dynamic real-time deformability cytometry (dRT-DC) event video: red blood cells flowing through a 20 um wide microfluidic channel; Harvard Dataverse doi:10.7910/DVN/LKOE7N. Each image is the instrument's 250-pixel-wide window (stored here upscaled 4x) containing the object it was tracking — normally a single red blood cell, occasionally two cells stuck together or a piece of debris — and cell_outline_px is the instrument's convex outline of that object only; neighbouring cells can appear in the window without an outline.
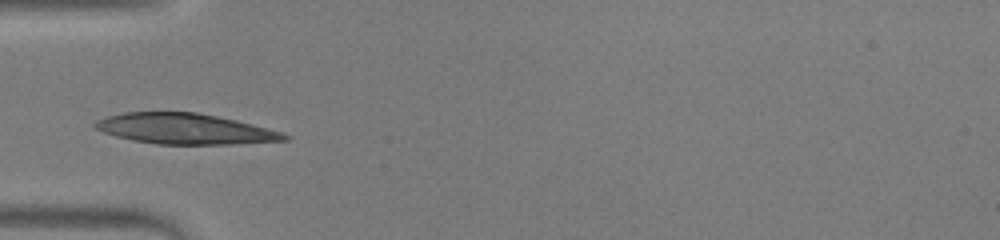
{"species": "human", "species_latin": "Homo sapiens", "temperature_condition": "warm", "stored_images_in_passage": 33, "camera_frame_rate_fps": 3000, "um_per_image_px": 0.085, "donor": {"sex": "male"}, "frame": {"image": 1, "passage_image": 1, "time_ms": 0.0, "image_size_px": [1000, 240], "cell_outline_px": [[292, 136], [288, 140], [232, 144], [156, 144], [132, 140], [116, 136], [104, 132], [96, 128], [92, 124], [96, 120], [108, 116], [124, 112], [196, 112], [236, 120], [252, 124], [280, 132]], "centroid_in_image_um": [15.71, 10.95], "position_along_channel_um": 69.3, "area_um2": 33.52}}
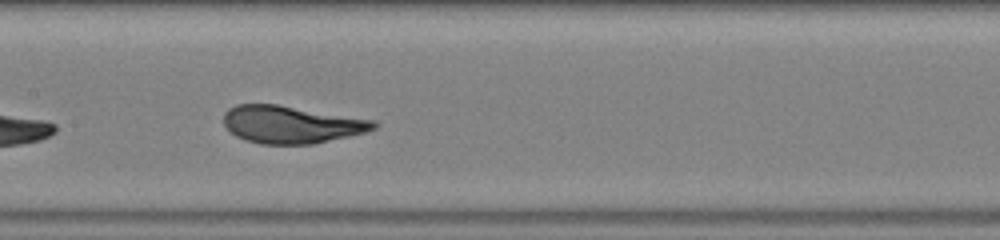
{"frame": {"image": 2, "passage_image": 9, "time_ms": 2.667, "image_size_px": [1000, 240], "cell_outline_px": [[380, 124], [376, 128], [368, 132], [312, 144], [260, 144], [244, 140], [236, 136], [224, 124], [224, 112], [228, 108], [236, 104], [276, 104], [376, 120]], "centroid_in_image_um": [24.79, 10.58], "position_along_channel_um": 182.6, "area_um2": 32.95}}
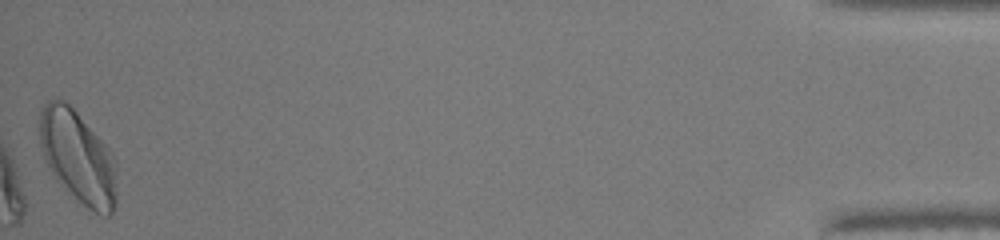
{"frame": {"image": 3, "passage_image": 33, "time_ms": 10.667, "image_size_px": [1000, 240], "cell_outline_px": [[116, 204], [112, 216], [104, 216], [88, 208], [56, 180], [44, 156], [40, 144], [40, 112], [44, 104], [48, 100], [56, 96], [64, 100], [76, 112], [112, 152], [116, 160]], "centroid_in_image_um": [6.65, 13.34], "position_along_channel_um": 428.6, "area_um2": 41.38}, "authors_computed_cell_mechanics": {"area_um2": 33.4662, "velocity_mm_per_s": 4.25, "shape_relaxation_time_tau1_ms": 2.566, "shape_relaxation_time_tau2_ms": null, "deformation_change_tau1": 0.1705, "deformation_change_tau2": null}}